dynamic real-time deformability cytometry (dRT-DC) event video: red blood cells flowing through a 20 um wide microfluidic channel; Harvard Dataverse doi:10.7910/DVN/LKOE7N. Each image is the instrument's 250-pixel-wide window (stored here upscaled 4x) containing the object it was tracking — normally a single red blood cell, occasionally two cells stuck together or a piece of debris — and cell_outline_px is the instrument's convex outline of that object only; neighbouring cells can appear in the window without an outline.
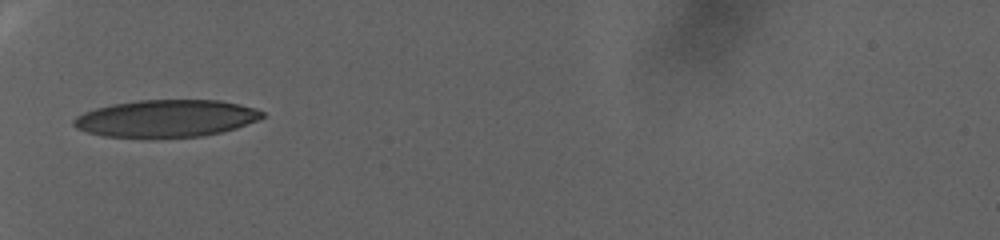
{"species": "human", "species_latin": "Homo sapiens", "temperature_condition": "warm", "stored_images_in_passage": 54, "camera_frame_rate_fps": 3000, "um_per_image_px": 0.085, "donor": {"sex": "female"}, "frame": {"image": 1, "passage_image": 1, "time_ms": 0.0, "image_size_px": [1000, 240], "cell_outline_px": [[264, 116], [256, 120], [236, 128], [220, 132], [200, 136], [104, 136], [88, 132], [76, 128], [72, 124], [72, 120], [76, 116], [84, 112], [96, 108], [112, 104], [136, 100], [220, 100], [240, 104], [256, 108], [264, 112]], "centroid_in_image_um": [14.12, 10.04], "position_along_channel_um": 70.9, "area_um2": 40.34}}
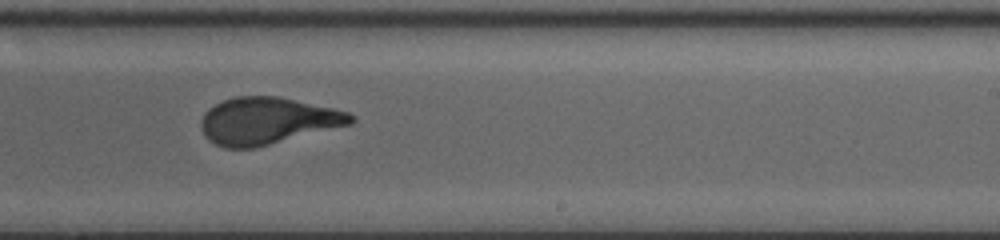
{"frame": {"image": 2, "passage_image": 26, "time_ms": 8.333, "image_size_px": [1000, 240], "cell_outline_px": [[356, 120], [352, 124], [256, 148], [224, 148], [208, 140], [204, 136], [200, 128], [200, 120], [204, 112], [208, 108], [224, 100], [236, 96], [276, 96], [332, 108], [348, 112], [356, 116]], "centroid_in_image_um": [22.71, 10.28], "position_along_channel_um": 266.3, "area_um2": 41.15}}
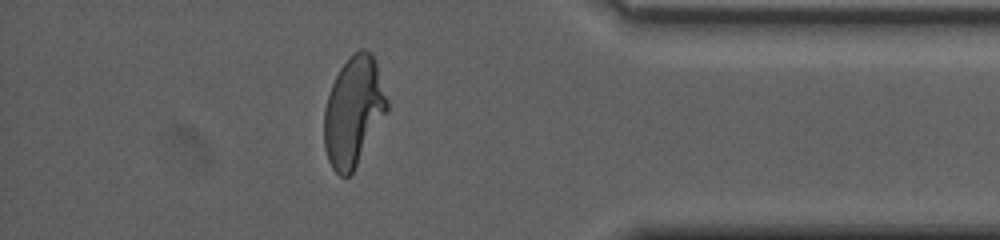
{"frame": {"image": 3, "passage_image": 45, "time_ms": 14.667, "image_size_px": [1000, 240], "cell_outline_px": [[388, 108], [352, 172], [348, 176], [340, 176], [332, 168], [328, 160], [324, 148], [324, 108], [332, 84], [340, 68], [348, 56], [360, 48], [364, 48], [372, 52], [388, 100]], "centroid_in_image_um": [30.02, 9.43], "position_along_channel_um": 405.2, "area_um2": 39.65}}